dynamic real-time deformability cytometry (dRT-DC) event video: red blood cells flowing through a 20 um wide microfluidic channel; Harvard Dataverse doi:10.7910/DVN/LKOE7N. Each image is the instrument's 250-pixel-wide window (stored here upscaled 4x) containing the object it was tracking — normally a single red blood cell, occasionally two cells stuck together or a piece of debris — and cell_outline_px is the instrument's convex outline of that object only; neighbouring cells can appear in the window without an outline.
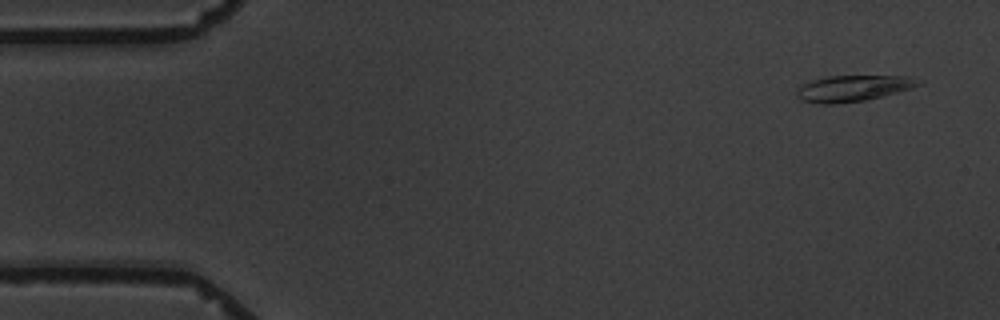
{"species": "common noctule bat (a hibernating species)", "species_latin": "Nyctalus noctula", "temperature_condition": "warm", "stored_images_in_passage": 6, "camera_frame_rate_fps": 3000, "um_per_image_px": 0.085, "animal": {"sex": "male", "body_mass_g": 19.5, "forearm_length_mm": 54.6}, "frame": {"image": 1, "passage_image": 1, "time_ms": 0.0, "image_size_px": [1000, 320], "cell_outline_px": [[924, 84], [912, 88], [868, 100], [836, 104], [820, 104], [800, 100], [796, 96], [796, 88], [812, 80], [828, 76], [912, 76], [924, 80]], "centroid_in_image_um": [72.56, 7.51], "position_along_channel_um": 12.4, "area_um2": 18.9}}
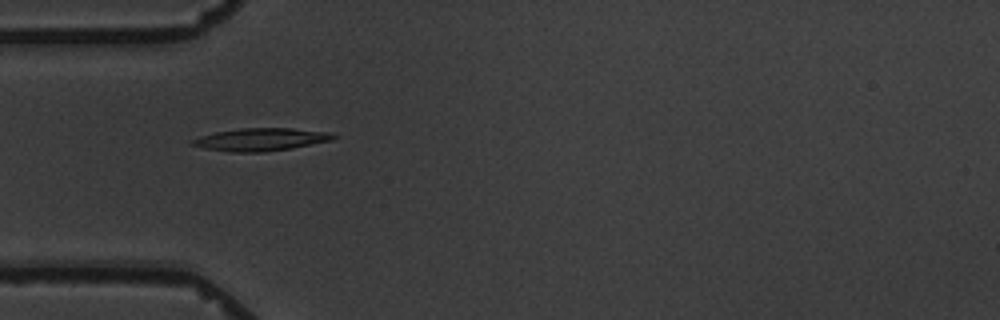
{"frame": {"image": 2, "passage_image": 5, "time_ms": 4.667, "image_size_px": [1000, 320], "cell_outline_px": [[340, 136], [332, 140], [292, 148], [264, 152], [232, 152], [204, 148], [188, 144], [188, 140], [200, 136], [216, 132], [240, 128], [292, 128], [332, 132]], "centroid_in_image_um": [22.18, 11.85], "position_along_channel_um": 62.8, "area_um2": 18.9}}
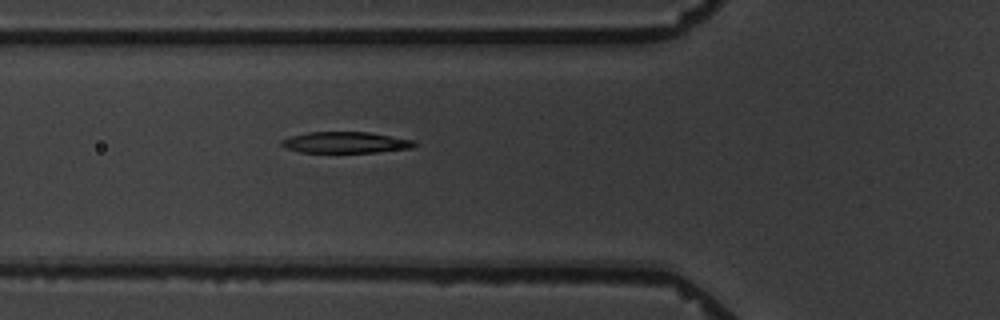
{"frame": {"image": 3, "passage_image": 6, "time_ms": 5.667, "image_size_px": [1000, 320], "cell_outline_px": [[420, 144], [412, 148], [376, 152], [300, 152], [288, 148], [280, 144], [280, 140], [292, 136], [308, 132], [368, 132], [416, 140]], "centroid_in_image_um": [29.44, 12.1], "position_along_channel_um": 96.4, "area_um2": 16.42}}